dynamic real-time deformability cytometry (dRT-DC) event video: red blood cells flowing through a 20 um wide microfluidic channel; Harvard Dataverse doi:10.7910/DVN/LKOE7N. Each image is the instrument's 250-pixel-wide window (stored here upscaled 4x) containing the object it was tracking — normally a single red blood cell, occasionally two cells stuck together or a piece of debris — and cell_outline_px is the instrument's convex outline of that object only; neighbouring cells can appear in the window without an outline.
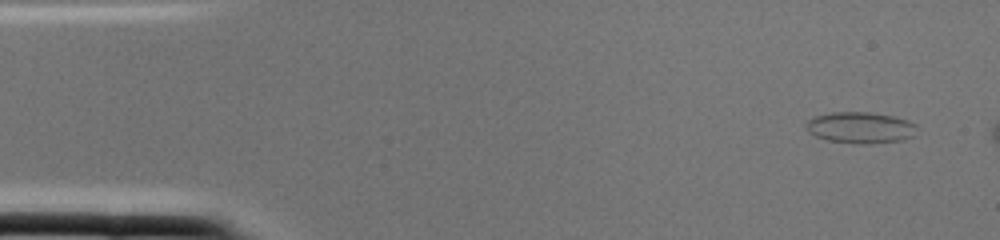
{"species": "common noctule bat (a hibernating species)", "species_latin": "Nyctalus noctula", "temperature_condition": "cold", "stored_images_in_passage": 2, "camera_frame_rate_fps": 3000, "um_per_image_px": 0.085, "animal": {"sex": "female", "body_mass_g": 22.0, "forearm_length_mm": 56.7}, "frame": {"image": 1, "passage_image": 2, "time_ms": 0.333, "image_size_px": [1000, 240], "cell_outline_px": [[916, 136], [904, 140], [864, 144], [860, 144], [828, 140], [816, 136], [808, 132], [804, 128], [804, 124], [812, 116], [832, 112], [872, 112], [892, 116], [908, 120], [916, 124]], "centroid_in_image_um": [73.13, 10.84], "position_along_channel_um": 11.9, "area_um2": 20.52}}